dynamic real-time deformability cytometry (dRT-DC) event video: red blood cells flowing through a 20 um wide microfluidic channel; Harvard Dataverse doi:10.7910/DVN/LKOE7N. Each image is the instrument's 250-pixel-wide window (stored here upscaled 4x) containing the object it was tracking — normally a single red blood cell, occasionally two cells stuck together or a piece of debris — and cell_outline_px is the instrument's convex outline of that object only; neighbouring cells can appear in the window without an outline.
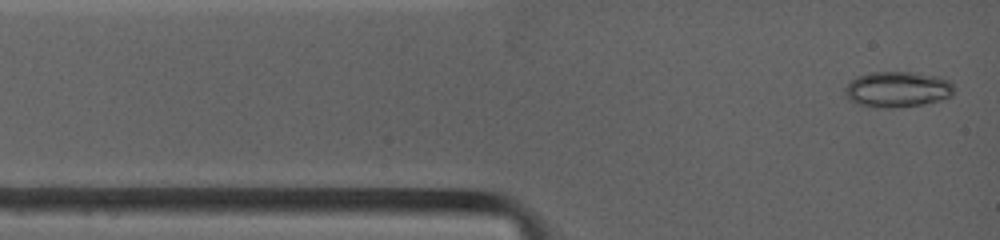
{"species": "common noctule bat (a hibernating species)", "species_latin": "Nyctalus noctula", "temperature_condition": "warm", "stored_images_in_passage": 45, "camera_frame_rate_fps": 4500, "um_per_image_px": 0.085, "animal": {"sex": "female", "body_mass_g": 19.0, "forearm_length_mm": 53.3}, "frame": {"image": 1, "passage_image": 1, "time_ms": 0.0, "image_size_px": [1000, 240], "cell_outline_px": [[952, 96], [940, 100], [924, 104], [892, 108], [884, 108], [860, 104], [848, 100], [844, 92], [844, 88], [852, 80], [860, 76], [872, 72], [912, 72], [940, 76], [948, 80], [952, 84]], "centroid_in_image_um": [76.29, 7.59], "position_along_channel_um": 8.7, "area_um2": 22.6}}
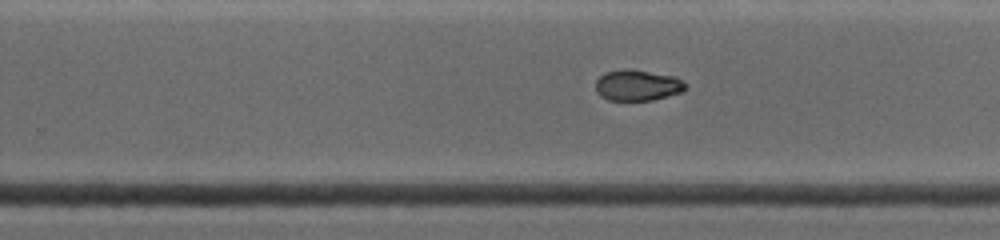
{"frame": {"image": 2, "passage_image": 23, "time_ms": 7.778, "image_size_px": [1000, 240], "cell_outline_px": [[688, 88], [684, 92], [652, 100], [608, 100], [600, 96], [596, 92], [596, 80], [604, 72], [624, 68], [628, 68], [672, 76], [684, 80], [688, 84]], "centroid_in_image_um": [54.21, 7.24], "position_along_channel_um": 275.6, "area_um2": 16.47}}
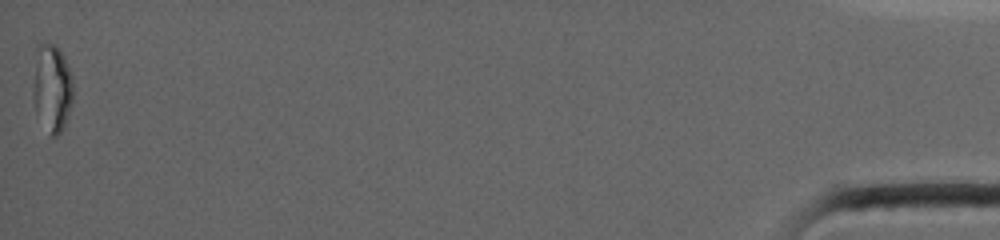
{"frame": {"image": 3, "passage_image": 45, "time_ms": 16.0, "image_size_px": [1000, 240], "cell_outline_px": [[72, 104], [68, 116], [60, 132], [56, 136], [52, 136], [36, 112], [36, 68], [40, 44], [52, 44], [64, 56], [72, 76]], "centroid_in_image_um": [4.51, 7.52], "position_along_channel_um": 430.7, "area_um2": 18.9}, "authors_computed_cell_mechanics": {"area_um2": 17.3978, "velocity_mm_per_s": 3.9354, "shape_relaxation_time_tau1_ms": null, "shape_relaxation_time_tau2_ms": 2.4032, "deformation_change_tau1": null, "deformation_change_tau2": 0.0362}}